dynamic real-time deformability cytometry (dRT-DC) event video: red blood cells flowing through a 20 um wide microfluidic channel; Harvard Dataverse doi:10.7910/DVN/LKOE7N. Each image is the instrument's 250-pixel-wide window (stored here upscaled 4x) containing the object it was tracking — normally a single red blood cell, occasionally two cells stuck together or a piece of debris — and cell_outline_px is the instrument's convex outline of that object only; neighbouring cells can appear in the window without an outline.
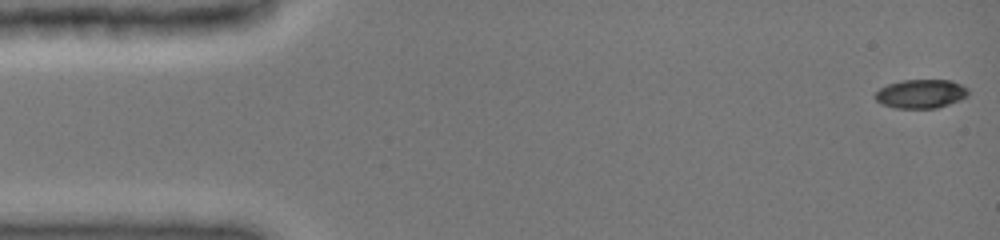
{"species": "common noctule bat (a hibernating species)", "species_latin": "Nyctalus noctula", "temperature_condition": "cold", "stored_images_in_passage": 48, "camera_frame_rate_fps": 3000, "um_per_image_px": 0.085, "animal": {"sex": "female", "body_mass_g": 19.0, "forearm_length_mm": 51.5}, "frame": {"image": 1, "passage_image": 1, "time_ms": 0.0, "image_size_px": [1000, 240], "cell_outline_px": [[968, 96], [960, 100], [936, 108], [896, 108], [880, 104], [876, 100], [876, 92], [880, 88], [888, 84], [900, 80], [952, 80], [968, 88]], "centroid_in_image_um": [78.28, 7.97], "position_along_channel_um": 6.7, "area_um2": 15.66}}
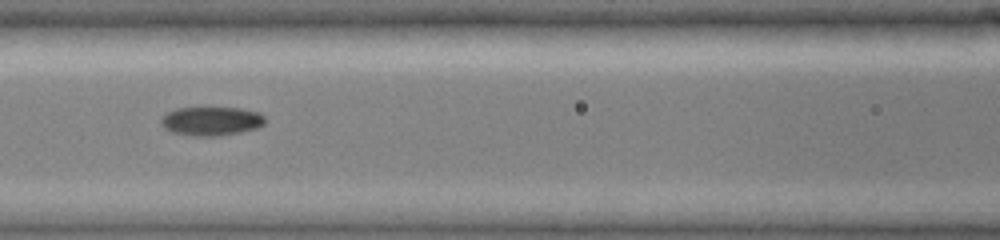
{"frame": {"image": 2, "passage_image": 21, "time_ms": 6.667, "image_size_px": [1000, 240], "cell_outline_px": [[264, 124], [256, 128], [240, 132], [220, 136], [196, 136], [172, 132], [164, 128], [160, 124], [160, 120], [168, 112], [176, 108], [240, 108], [260, 112], [264, 116]], "centroid_in_image_um": [17.96, 10.29], "position_along_channel_um": 148.6, "area_um2": 17.46}}
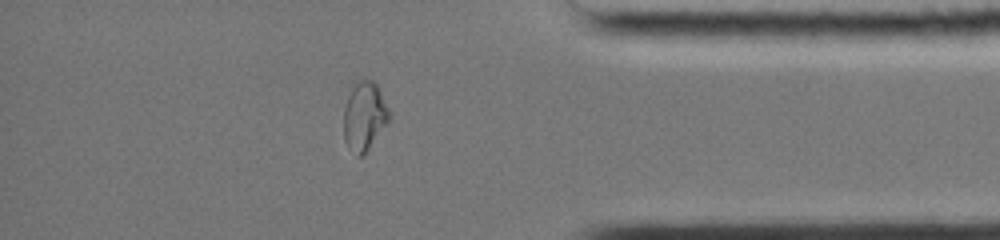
{"frame": {"image": 3, "passage_image": 41, "time_ms": 13.333, "image_size_px": [1000, 240], "cell_outline_px": [[392, 116], [368, 148], [360, 156], [356, 156], [348, 148], [344, 140], [344, 108], [348, 96], [352, 88], [360, 80], [372, 80], [380, 88]], "centroid_in_image_um": [30.98, 9.86], "position_along_channel_um": 404.2, "area_um2": 18.03}, "authors_computed_cell_mechanics": {"area_um2": 17.051, "velocity_mm_per_s": 3.9967, "shape_relaxation_time_tau1_ms": null, "shape_relaxation_time_tau2_ms": 1.3234, "deformation_change_tau1": null, "deformation_change_tau2": 0.0418}}